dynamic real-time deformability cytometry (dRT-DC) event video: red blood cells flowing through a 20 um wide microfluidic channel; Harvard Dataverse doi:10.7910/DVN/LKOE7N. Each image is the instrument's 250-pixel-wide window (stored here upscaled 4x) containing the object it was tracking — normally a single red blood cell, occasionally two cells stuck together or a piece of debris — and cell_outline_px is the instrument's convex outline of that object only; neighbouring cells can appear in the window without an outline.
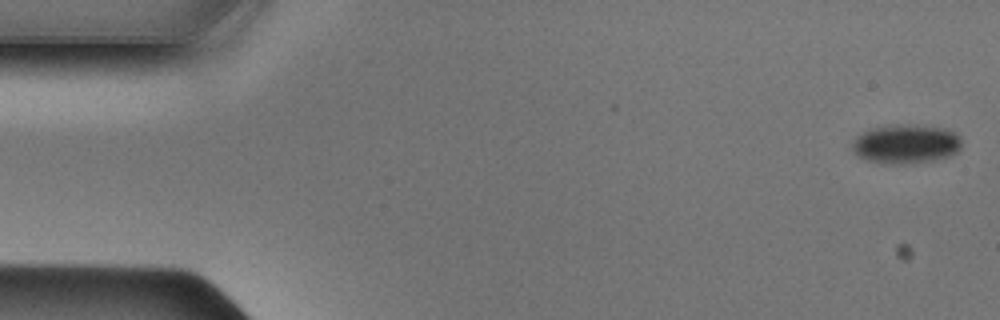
{"species": "Egyptian fruit bat (a non-hibernating species)", "species_latin": "Rousettus aegyptiacus", "temperature_condition": "cold", "stored_images_in_passage": 13, "camera_frame_rate_fps": 3000, "um_per_image_px": 0.085, "animal": {"sex": "male"}, "frame": {"image": 1, "passage_image": 1, "time_ms": 0.0, "image_size_px": [1000, 320], "cell_outline_px": [[960, 148], [956, 152], [948, 156], [932, 160], [892, 164], [868, 160], [852, 152], [852, 140], [860, 132], [868, 128], [896, 124], [924, 124], [944, 128], [960, 136]], "centroid_in_image_um": [76.95, 12.19], "position_along_channel_um": 8.0, "area_um2": 25.03}}
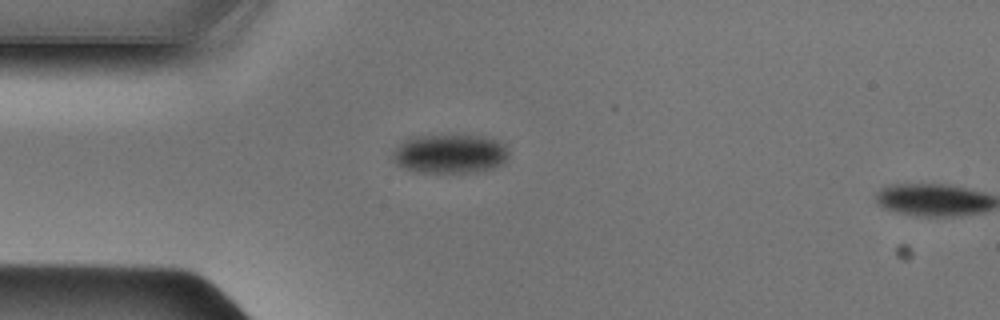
{"frame": {"image": 2, "passage_image": 12, "time_ms": 3.667, "image_size_px": [1000, 320], "cell_outline_px": [[508, 156], [500, 164], [492, 168], [476, 172], [416, 172], [404, 168], [388, 160], [388, 156], [408, 136], [464, 132], [492, 136], [504, 144], [508, 152]], "centroid_in_image_um": [38.2, 13.0], "position_along_channel_um": 46.8, "area_um2": 27.92}}